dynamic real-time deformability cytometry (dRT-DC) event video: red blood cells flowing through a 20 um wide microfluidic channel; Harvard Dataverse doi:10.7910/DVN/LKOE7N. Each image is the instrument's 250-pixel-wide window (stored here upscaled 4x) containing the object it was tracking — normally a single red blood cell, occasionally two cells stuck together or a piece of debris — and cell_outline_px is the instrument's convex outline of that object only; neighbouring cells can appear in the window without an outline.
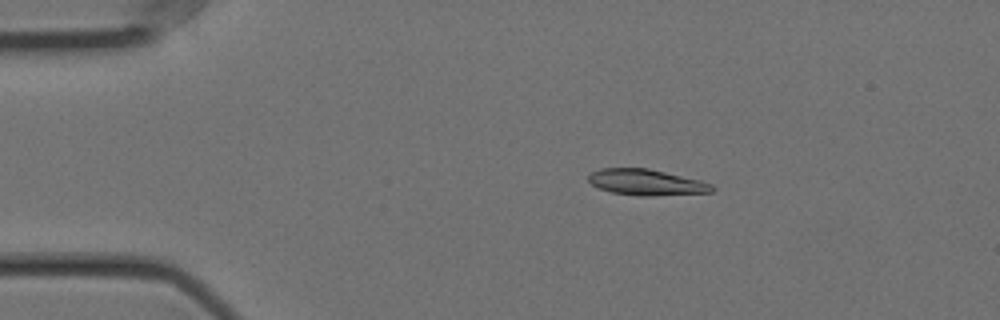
{"species": "Egyptian fruit bat (a non-hibernating species)", "species_latin": "Rousettus aegyptiacus", "temperature_condition": "cold", "stored_images_in_passage": 56, "camera_frame_rate_fps": 3000, "um_per_image_px": 0.085, "animal": {"sex": "female"}, "frame": {"image": 1, "passage_image": 10, "time_ms": 3.0, "image_size_px": [1000, 320], "cell_outline_px": [[716, 188], [712, 192], [652, 196], [640, 196], [612, 192], [600, 188], [592, 184], [588, 180], [588, 176], [592, 172], [600, 168], [648, 168], [700, 180], [712, 184]], "centroid_in_image_um": [54.96, 15.49], "position_along_channel_um": 30.0, "area_um2": 18.67}}
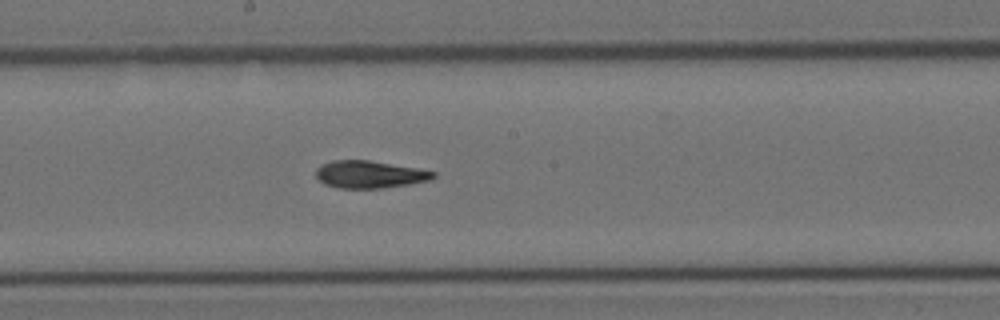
{"frame": {"image": 2, "passage_image": 30, "time_ms": 9.667, "image_size_px": [1000, 320], "cell_outline_px": [[436, 176], [432, 180], [408, 184], [380, 188], [340, 188], [324, 184], [316, 176], [316, 168], [320, 164], [332, 160], [368, 160], [420, 168], [436, 172]], "centroid_in_image_um": [31.43, 14.81], "position_along_channel_um": 216.8, "area_um2": 18.84}}
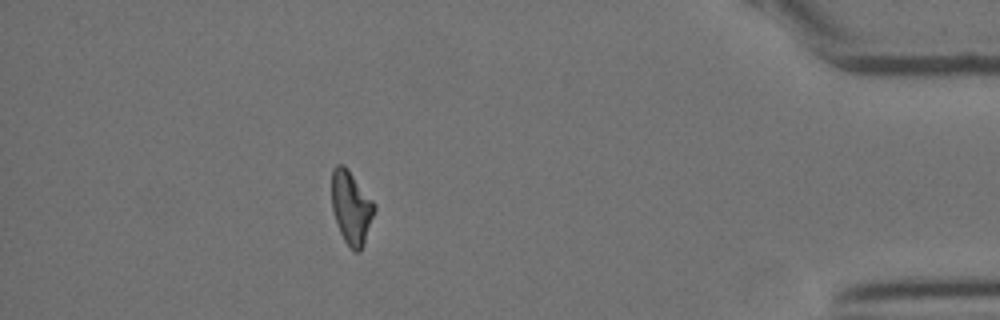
{"frame": {"image": 3, "passage_image": 50, "time_ms": 16.333, "image_size_px": [1000, 320], "cell_outline_px": [[376, 208], [360, 252], [356, 252], [344, 240], [340, 232], [332, 208], [332, 168], [336, 164], [344, 164], [348, 168], [376, 204]], "centroid_in_image_um": [29.85, 17.58], "position_along_channel_um": 405.3, "area_um2": 18.03}, "authors_computed_cell_mechanics": {"area_um2": 18.6116, "velocity_mm_per_s": 3.5617, "shape_relaxation_time_tau1_ms": 10.1149, "shape_relaxation_time_tau2_ms": 4.2025, "deformation_change_tau1": 0.2295, "deformation_change_tau2": 0.1051}}